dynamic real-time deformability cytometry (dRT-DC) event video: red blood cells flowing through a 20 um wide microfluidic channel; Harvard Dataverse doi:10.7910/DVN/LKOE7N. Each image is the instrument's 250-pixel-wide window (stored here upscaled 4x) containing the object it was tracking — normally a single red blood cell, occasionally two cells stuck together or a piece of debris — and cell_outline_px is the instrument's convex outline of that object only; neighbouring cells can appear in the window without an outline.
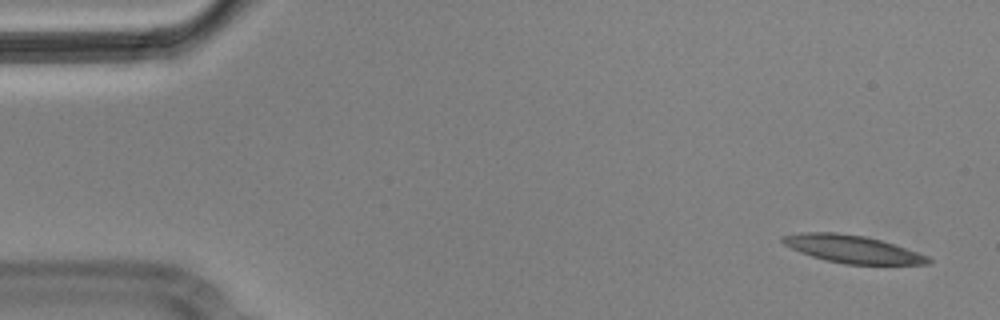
{"species": "Egyptian fruit bat (a non-hibernating species)", "species_latin": "Rousettus aegyptiacus", "temperature_condition": "cold", "stored_images_in_passage": 6, "camera_frame_rate_fps": 3000, "um_per_image_px": 0.085, "animal": {"sex": "male"}, "frame": {"image": 1, "passage_image": 1, "time_ms": 0.0, "image_size_px": [1000, 320], "cell_outline_px": [[932, 264], [844, 264], [824, 260], [800, 252], [784, 244], [780, 240], [780, 236], [800, 232], [836, 232], [864, 236], [880, 240], [928, 256], [932, 260]], "centroid_in_image_um": [72.4, 21.17], "position_along_channel_um": 12.6, "area_um2": 23.29}}
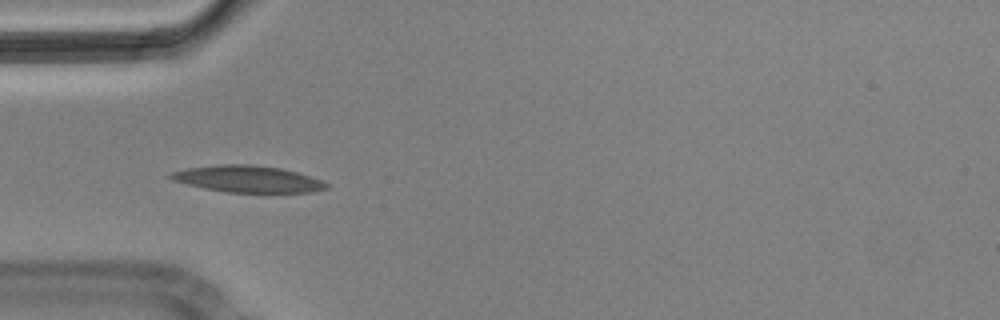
{"frame": {"image": 2, "passage_image": 5, "time_ms": 1.333, "image_size_px": [1000, 320], "cell_outline_px": [[328, 188], [312, 192], [228, 192], [204, 188], [172, 180], [168, 176], [172, 172], [188, 168], [220, 164], [248, 164], [280, 168], [296, 172], [320, 180], [328, 184]], "centroid_in_image_um": [21.05, 15.21], "position_along_channel_um": 64.0, "area_um2": 23.81}}